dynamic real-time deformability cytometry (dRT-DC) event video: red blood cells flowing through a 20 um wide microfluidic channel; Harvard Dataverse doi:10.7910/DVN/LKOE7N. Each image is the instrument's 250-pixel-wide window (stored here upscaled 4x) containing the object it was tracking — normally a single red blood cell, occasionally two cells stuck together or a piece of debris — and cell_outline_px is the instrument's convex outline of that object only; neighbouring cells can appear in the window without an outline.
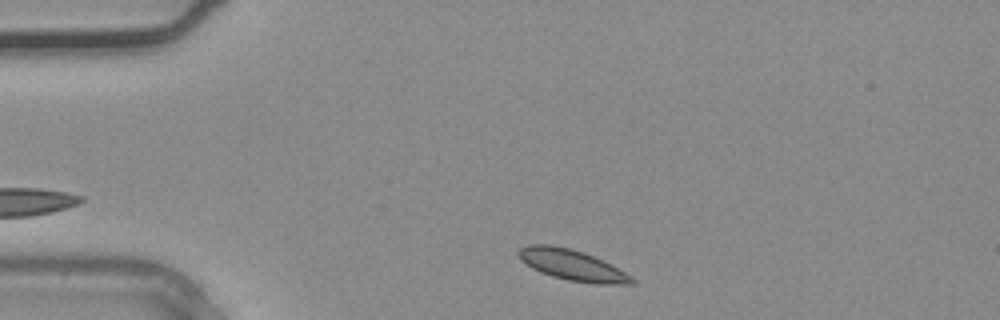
{"species": "common noctule bat (a hibernating species)", "species_latin": "Nyctalus noctula", "temperature_condition": "warm", "stored_images_in_passage": 21, "camera_frame_rate_fps": 3000, "um_per_image_px": 0.085, "animal": {"sex": "male", "body_mass_g": 20.4}, "frame": {"image": 1, "passage_image": 1, "time_ms": 0.0, "image_size_px": [1000, 320], "cell_outline_px": [[636, 284], [596, 284], [568, 280], [552, 276], [540, 272], [532, 268], [520, 260], [516, 252], [520, 248], [528, 244], [548, 244], [572, 248], [584, 252], [632, 276], [636, 280]], "centroid_in_image_um": [48.59, 22.52], "position_along_channel_um": 36.4, "area_um2": 20.29}}